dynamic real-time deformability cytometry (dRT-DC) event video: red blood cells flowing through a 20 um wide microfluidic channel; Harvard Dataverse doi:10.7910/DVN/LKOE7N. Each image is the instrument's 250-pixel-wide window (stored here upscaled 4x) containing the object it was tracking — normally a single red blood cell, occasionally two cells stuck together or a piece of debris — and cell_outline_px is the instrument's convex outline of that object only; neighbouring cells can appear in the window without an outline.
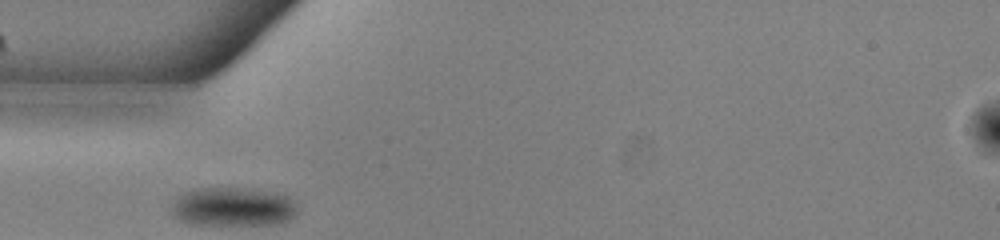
{"species": "common noctule bat (a hibernating species)", "species_latin": "Nyctalus noctula", "temperature_condition": "warm", "stored_images_in_passage": 27, "camera_frame_rate_fps": 3000, "um_per_image_px": 0.085, "animal": {"sex": "male", "body_mass_g": 13.0, "forearm_length_mm": 53.1}, "frame": {"image": 1, "passage_image": 1, "time_ms": 0.0, "image_size_px": [1000, 240], "cell_outline_px": [[296, 216], [292, 220], [280, 224], [188, 224], [180, 220], [172, 212], [172, 204], [176, 196], [184, 192], [196, 188], [252, 188], [276, 192], [288, 196], [296, 204]], "centroid_in_image_um": [19.84, 17.57], "position_along_channel_um": 65.2, "area_um2": 28.9}}
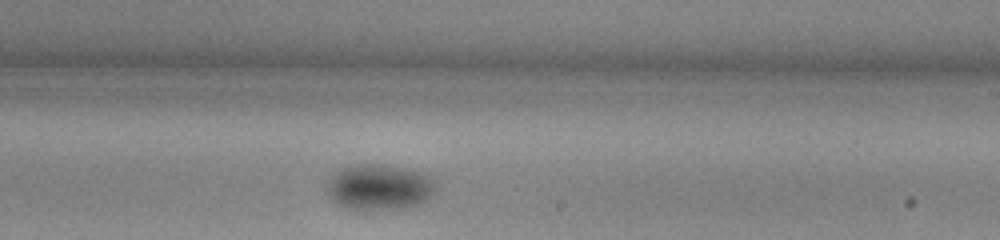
{"frame": {"image": 2, "passage_image": 16, "time_ms": 5.0, "image_size_px": [1000, 240], "cell_outline_px": [[436, 192], [428, 200], [420, 204], [408, 208], [360, 212], [336, 204], [328, 192], [328, 180], [340, 168], [352, 164], [384, 164], [424, 172], [432, 176], [436, 180]], "centroid_in_image_um": [32.3, 15.93], "position_along_channel_um": 256.7, "area_um2": 30.06}}
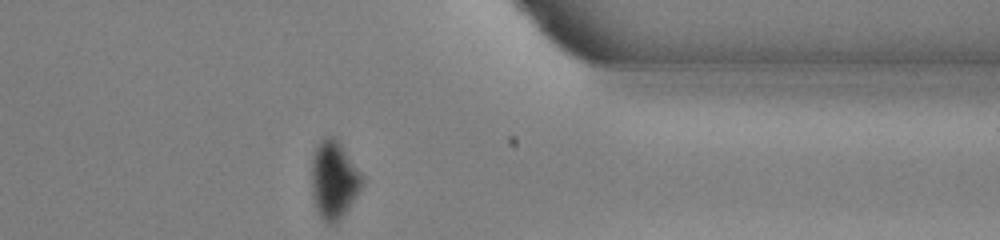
{"frame": {"image": 3, "passage_image": 27, "time_ms": 8.667, "image_size_px": [1000, 240], "cell_outline_px": [[364, 184], [340, 220], [336, 224], [328, 224], [316, 212], [312, 196], [312, 156], [316, 144], [324, 136], [336, 136], [340, 140], [364, 176]], "centroid_in_image_um": [28.39, 15.24], "position_along_channel_um": 383.0, "area_um2": 23.58}}